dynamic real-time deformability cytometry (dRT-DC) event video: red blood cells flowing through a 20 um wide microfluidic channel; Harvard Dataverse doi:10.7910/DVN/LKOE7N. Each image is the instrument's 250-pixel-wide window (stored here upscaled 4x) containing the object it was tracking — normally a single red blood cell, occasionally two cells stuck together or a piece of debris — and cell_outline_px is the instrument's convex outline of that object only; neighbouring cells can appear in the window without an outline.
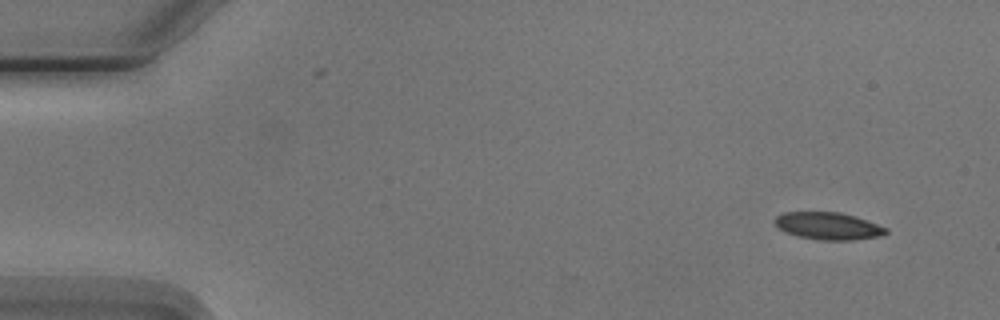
{"species": "Egyptian fruit bat (a non-hibernating species)", "species_latin": "Rousettus aegyptiacus", "temperature_condition": "cold", "stored_images_in_passage": 6, "camera_frame_rate_fps": 3000, "um_per_image_px": 0.085, "animal": {"sex": "male"}, "frame": {"image": 1, "passage_image": 1, "time_ms": 0.0, "image_size_px": [1000, 320], "cell_outline_px": [[888, 232], [880, 236], [852, 240], [820, 240], [800, 236], [784, 232], [772, 220], [776, 216], [784, 212], [840, 212], [888, 228]], "centroid_in_image_um": [70.36, 19.21], "position_along_channel_um": 14.6, "area_um2": 17.46}}
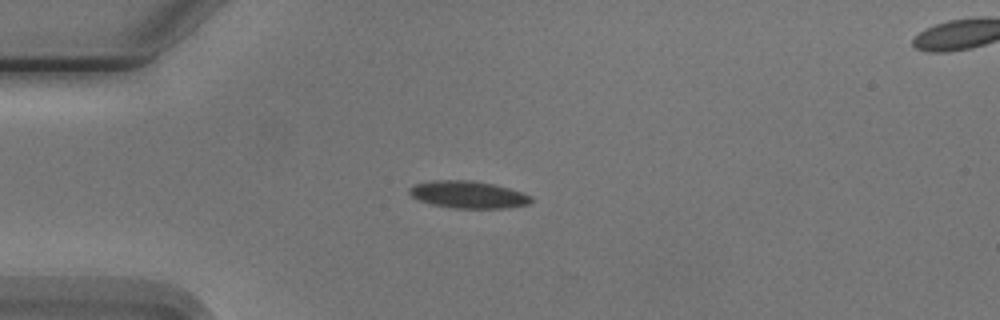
{"frame": {"image": 2, "passage_image": 4, "time_ms": 3.333, "image_size_px": [1000, 320], "cell_outline_px": [[532, 200], [528, 204], [504, 208], [452, 208], [432, 204], [420, 200], [412, 196], [408, 192], [408, 188], [416, 184], [432, 180], [468, 180], [492, 184], [508, 188], [520, 192], [528, 196]], "centroid_in_image_um": [39.73, 16.54], "position_along_channel_um": 45.3, "area_um2": 18.96}}
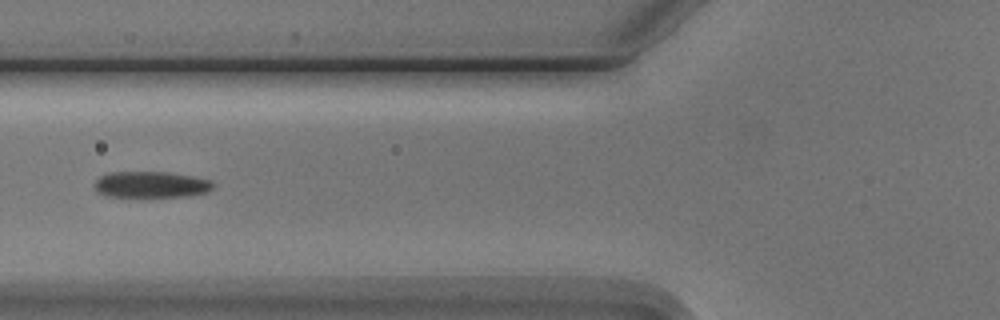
{"frame": {"image": 3, "passage_image": 6, "time_ms": 5.667, "image_size_px": [1000, 320], "cell_outline_px": [[216, 184], [208, 192], [188, 196], [104, 196], [96, 192], [96, 180], [100, 176], [108, 172], [168, 172], [192, 176], [212, 180]], "centroid_in_image_um": [12.87, 15.68], "position_along_channel_um": 112.9, "area_um2": 18.15}}